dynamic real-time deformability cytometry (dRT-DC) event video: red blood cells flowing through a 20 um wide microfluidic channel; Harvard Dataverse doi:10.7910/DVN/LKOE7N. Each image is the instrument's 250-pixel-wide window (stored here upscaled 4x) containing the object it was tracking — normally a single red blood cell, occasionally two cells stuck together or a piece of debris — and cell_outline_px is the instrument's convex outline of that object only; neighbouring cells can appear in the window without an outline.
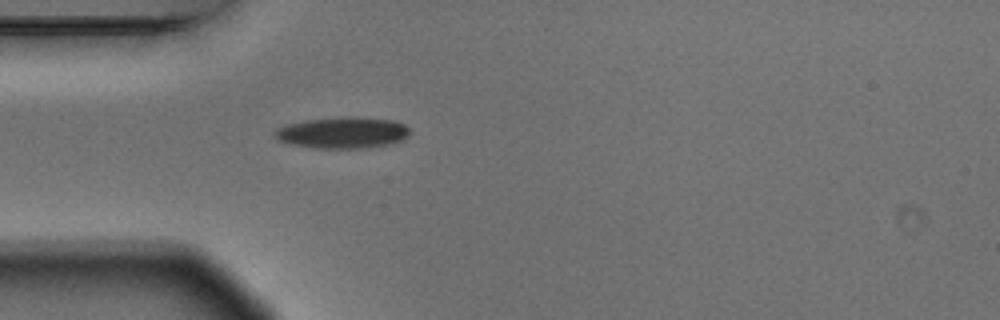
{"species": "Egyptian fruit bat (a non-hibernating species)", "species_latin": "Rousettus aegyptiacus", "temperature_condition": "warm", "stored_images_in_passage": 1, "camera_frame_rate_fps": 3000, "um_per_image_px": 0.085, "animal": {"sex": "male"}, "frame": {"image": 1, "passage_image": 1, "time_ms": 0.0, "image_size_px": [1000, 320], "cell_outline_px": [[408, 136], [404, 140], [392, 144], [368, 148], [316, 148], [288, 144], [276, 140], [272, 136], [272, 132], [276, 128], [288, 124], [304, 120], [340, 116], [392, 120], [404, 124], [408, 128]], "centroid_in_image_um": [29.06, 11.29], "position_along_channel_um": 55.9, "area_um2": 25.03}}